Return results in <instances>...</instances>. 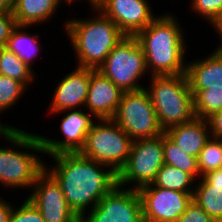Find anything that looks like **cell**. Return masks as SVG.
Instances as JSON below:
<instances>
[{"instance_id":"1","label":"cell","mask_w":222,"mask_h":222,"mask_svg":"<svg viewBox=\"0 0 222 222\" xmlns=\"http://www.w3.org/2000/svg\"><path fill=\"white\" fill-rule=\"evenodd\" d=\"M52 156L56 165L47 171L60 184L67 204L82 219L87 207L94 208L116 184L117 174L107 165L95 162L79 152H63ZM101 166L109 170H102ZM91 204V206H90Z\"/></svg>"},{"instance_id":"2","label":"cell","mask_w":222,"mask_h":222,"mask_svg":"<svg viewBox=\"0 0 222 222\" xmlns=\"http://www.w3.org/2000/svg\"><path fill=\"white\" fill-rule=\"evenodd\" d=\"M181 26L172 15L156 17L135 37L141 45L152 76L186 74Z\"/></svg>"},{"instance_id":"3","label":"cell","mask_w":222,"mask_h":222,"mask_svg":"<svg viewBox=\"0 0 222 222\" xmlns=\"http://www.w3.org/2000/svg\"><path fill=\"white\" fill-rule=\"evenodd\" d=\"M98 17L89 20L71 19L65 29L77 55L78 67L98 70L110 51L125 36L118 26L100 10Z\"/></svg>"},{"instance_id":"4","label":"cell","mask_w":222,"mask_h":222,"mask_svg":"<svg viewBox=\"0 0 222 222\" xmlns=\"http://www.w3.org/2000/svg\"><path fill=\"white\" fill-rule=\"evenodd\" d=\"M5 139L26 152L14 148L11 150L8 147L0 148V183L11 188H32L45 165L36 154L27 151L31 149L44 153L40 137L16 127Z\"/></svg>"},{"instance_id":"5","label":"cell","mask_w":222,"mask_h":222,"mask_svg":"<svg viewBox=\"0 0 222 222\" xmlns=\"http://www.w3.org/2000/svg\"><path fill=\"white\" fill-rule=\"evenodd\" d=\"M147 93L164 132L195 117L193 95L186 74L151 76Z\"/></svg>"},{"instance_id":"6","label":"cell","mask_w":222,"mask_h":222,"mask_svg":"<svg viewBox=\"0 0 222 222\" xmlns=\"http://www.w3.org/2000/svg\"><path fill=\"white\" fill-rule=\"evenodd\" d=\"M98 123L92 125L79 153L118 174L128 161L133 140L112 119Z\"/></svg>"},{"instance_id":"7","label":"cell","mask_w":222,"mask_h":222,"mask_svg":"<svg viewBox=\"0 0 222 222\" xmlns=\"http://www.w3.org/2000/svg\"><path fill=\"white\" fill-rule=\"evenodd\" d=\"M147 70L143 49L135 36H124L98 68L123 92L144 89L138 80Z\"/></svg>"},{"instance_id":"8","label":"cell","mask_w":222,"mask_h":222,"mask_svg":"<svg viewBox=\"0 0 222 222\" xmlns=\"http://www.w3.org/2000/svg\"><path fill=\"white\" fill-rule=\"evenodd\" d=\"M112 120L133 141L164 133L146 88L124 92Z\"/></svg>"},{"instance_id":"9","label":"cell","mask_w":222,"mask_h":222,"mask_svg":"<svg viewBox=\"0 0 222 222\" xmlns=\"http://www.w3.org/2000/svg\"><path fill=\"white\" fill-rule=\"evenodd\" d=\"M164 165L163 134L134 140L125 166L117 174V184H137L134 189L152 184L158 170Z\"/></svg>"},{"instance_id":"10","label":"cell","mask_w":222,"mask_h":222,"mask_svg":"<svg viewBox=\"0 0 222 222\" xmlns=\"http://www.w3.org/2000/svg\"><path fill=\"white\" fill-rule=\"evenodd\" d=\"M121 188L116 184L81 222H143L138 190Z\"/></svg>"},{"instance_id":"11","label":"cell","mask_w":222,"mask_h":222,"mask_svg":"<svg viewBox=\"0 0 222 222\" xmlns=\"http://www.w3.org/2000/svg\"><path fill=\"white\" fill-rule=\"evenodd\" d=\"M34 192L28 200L40 211L45 222H81L67 204L57 180L44 169L33 184Z\"/></svg>"},{"instance_id":"12","label":"cell","mask_w":222,"mask_h":222,"mask_svg":"<svg viewBox=\"0 0 222 222\" xmlns=\"http://www.w3.org/2000/svg\"><path fill=\"white\" fill-rule=\"evenodd\" d=\"M143 219L176 222L193 200V193L149 184L138 189Z\"/></svg>"},{"instance_id":"13","label":"cell","mask_w":222,"mask_h":222,"mask_svg":"<svg viewBox=\"0 0 222 222\" xmlns=\"http://www.w3.org/2000/svg\"><path fill=\"white\" fill-rule=\"evenodd\" d=\"M93 5L125 36H136L156 18L146 0H95Z\"/></svg>"},{"instance_id":"14","label":"cell","mask_w":222,"mask_h":222,"mask_svg":"<svg viewBox=\"0 0 222 222\" xmlns=\"http://www.w3.org/2000/svg\"><path fill=\"white\" fill-rule=\"evenodd\" d=\"M94 120L91 115L83 111L74 110L62 118L60 130L64 135V140H52L40 136L43 152L54 155L63 152H79L84 145L85 138Z\"/></svg>"},{"instance_id":"15","label":"cell","mask_w":222,"mask_h":222,"mask_svg":"<svg viewBox=\"0 0 222 222\" xmlns=\"http://www.w3.org/2000/svg\"><path fill=\"white\" fill-rule=\"evenodd\" d=\"M123 93L100 71L91 69L88 94L84 107L87 106L88 112L98 120L112 119Z\"/></svg>"},{"instance_id":"16","label":"cell","mask_w":222,"mask_h":222,"mask_svg":"<svg viewBox=\"0 0 222 222\" xmlns=\"http://www.w3.org/2000/svg\"><path fill=\"white\" fill-rule=\"evenodd\" d=\"M91 68L77 67L73 72L67 74L55 89L52 103L50 104L51 113H63L77 109V106L85 105Z\"/></svg>"},{"instance_id":"17","label":"cell","mask_w":222,"mask_h":222,"mask_svg":"<svg viewBox=\"0 0 222 222\" xmlns=\"http://www.w3.org/2000/svg\"><path fill=\"white\" fill-rule=\"evenodd\" d=\"M186 77L193 96L202 89L222 93V53L214 51L204 60L186 64Z\"/></svg>"},{"instance_id":"18","label":"cell","mask_w":222,"mask_h":222,"mask_svg":"<svg viewBox=\"0 0 222 222\" xmlns=\"http://www.w3.org/2000/svg\"><path fill=\"white\" fill-rule=\"evenodd\" d=\"M208 127V128H207ZM183 152L198 157L210 138L208 120L194 117L192 120L172 126L164 132Z\"/></svg>"},{"instance_id":"19","label":"cell","mask_w":222,"mask_h":222,"mask_svg":"<svg viewBox=\"0 0 222 222\" xmlns=\"http://www.w3.org/2000/svg\"><path fill=\"white\" fill-rule=\"evenodd\" d=\"M62 0H14L12 13L17 25L32 26L54 15Z\"/></svg>"},{"instance_id":"20","label":"cell","mask_w":222,"mask_h":222,"mask_svg":"<svg viewBox=\"0 0 222 222\" xmlns=\"http://www.w3.org/2000/svg\"><path fill=\"white\" fill-rule=\"evenodd\" d=\"M27 27L29 26L17 25L7 40L5 47L15 53L20 60L32 68L31 61L37 55L40 45H38L39 43L36 39V35H28L29 33L22 32L21 29Z\"/></svg>"},{"instance_id":"21","label":"cell","mask_w":222,"mask_h":222,"mask_svg":"<svg viewBox=\"0 0 222 222\" xmlns=\"http://www.w3.org/2000/svg\"><path fill=\"white\" fill-rule=\"evenodd\" d=\"M201 178L202 182L194 187L193 201L217 222L222 219V189L214 188Z\"/></svg>"},{"instance_id":"22","label":"cell","mask_w":222,"mask_h":222,"mask_svg":"<svg viewBox=\"0 0 222 222\" xmlns=\"http://www.w3.org/2000/svg\"><path fill=\"white\" fill-rule=\"evenodd\" d=\"M193 181L195 179L189 173L164 163L152 184L163 189L194 193Z\"/></svg>"},{"instance_id":"23","label":"cell","mask_w":222,"mask_h":222,"mask_svg":"<svg viewBox=\"0 0 222 222\" xmlns=\"http://www.w3.org/2000/svg\"><path fill=\"white\" fill-rule=\"evenodd\" d=\"M6 47H0V75L15 79L25 86L35 78L33 71Z\"/></svg>"},{"instance_id":"24","label":"cell","mask_w":222,"mask_h":222,"mask_svg":"<svg viewBox=\"0 0 222 222\" xmlns=\"http://www.w3.org/2000/svg\"><path fill=\"white\" fill-rule=\"evenodd\" d=\"M164 163L189 173L194 179L199 176L197 158L183 152L165 133H163Z\"/></svg>"},{"instance_id":"25","label":"cell","mask_w":222,"mask_h":222,"mask_svg":"<svg viewBox=\"0 0 222 222\" xmlns=\"http://www.w3.org/2000/svg\"><path fill=\"white\" fill-rule=\"evenodd\" d=\"M197 166L200 176L222 168V141L219 138L210 136L205 142L197 157Z\"/></svg>"},{"instance_id":"26","label":"cell","mask_w":222,"mask_h":222,"mask_svg":"<svg viewBox=\"0 0 222 222\" xmlns=\"http://www.w3.org/2000/svg\"><path fill=\"white\" fill-rule=\"evenodd\" d=\"M195 117L208 119L214 113L222 110V93L199 90L193 96Z\"/></svg>"},{"instance_id":"27","label":"cell","mask_w":222,"mask_h":222,"mask_svg":"<svg viewBox=\"0 0 222 222\" xmlns=\"http://www.w3.org/2000/svg\"><path fill=\"white\" fill-rule=\"evenodd\" d=\"M28 86L23 83L9 78L7 76L0 75V112L10 108L18 101L19 97L26 90Z\"/></svg>"},{"instance_id":"28","label":"cell","mask_w":222,"mask_h":222,"mask_svg":"<svg viewBox=\"0 0 222 222\" xmlns=\"http://www.w3.org/2000/svg\"><path fill=\"white\" fill-rule=\"evenodd\" d=\"M9 222H45L40 211L28 199L19 209L13 207Z\"/></svg>"},{"instance_id":"29","label":"cell","mask_w":222,"mask_h":222,"mask_svg":"<svg viewBox=\"0 0 222 222\" xmlns=\"http://www.w3.org/2000/svg\"><path fill=\"white\" fill-rule=\"evenodd\" d=\"M192 9L210 22L222 13V0H192Z\"/></svg>"},{"instance_id":"30","label":"cell","mask_w":222,"mask_h":222,"mask_svg":"<svg viewBox=\"0 0 222 222\" xmlns=\"http://www.w3.org/2000/svg\"><path fill=\"white\" fill-rule=\"evenodd\" d=\"M176 222H216L196 202L192 200Z\"/></svg>"},{"instance_id":"31","label":"cell","mask_w":222,"mask_h":222,"mask_svg":"<svg viewBox=\"0 0 222 222\" xmlns=\"http://www.w3.org/2000/svg\"><path fill=\"white\" fill-rule=\"evenodd\" d=\"M16 26L17 22L12 12H0V47H5Z\"/></svg>"},{"instance_id":"32","label":"cell","mask_w":222,"mask_h":222,"mask_svg":"<svg viewBox=\"0 0 222 222\" xmlns=\"http://www.w3.org/2000/svg\"><path fill=\"white\" fill-rule=\"evenodd\" d=\"M211 137L219 138L222 136V110L214 113L208 119Z\"/></svg>"},{"instance_id":"33","label":"cell","mask_w":222,"mask_h":222,"mask_svg":"<svg viewBox=\"0 0 222 222\" xmlns=\"http://www.w3.org/2000/svg\"><path fill=\"white\" fill-rule=\"evenodd\" d=\"M202 177L214 188L222 189V168L210 171Z\"/></svg>"},{"instance_id":"34","label":"cell","mask_w":222,"mask_h":222,"mask_svg":"<svg viewBox=\"0 0 222 222\" xmlns=\"http://www.w3.org/2000/svg\"><path fill=\"white\" fill-rule=\"evenodd\" d=\"M13 207L0 197V222H9Z\"/></svg>"},{"instance_id":"35","label":"cell","mask_w":222,"mask_h":222,"mask_svg":"<svg viewBox=\"0 0 222 222\" xmlns=\"http://www.w3.org/2000/svg\"><path fill=\"white\" fill-rule=\"evenodd\" d=\"M213 27H215L216 32L220 35V41L222 42V13H220L218 16H216L211 22ZM222 44V43H221ZM217 48V52L222 53V45Z\"/></svg>"},{"instance_id":"36","label":"cell","mask_w":222,"mask_h":222,"mask_svg":"<svg viewBox=\"0 0 222 222\" xmlns=\"http://www.w3.org/2000/svg\"><path fill=\"white\" fill-rule=\"evenodd\" d=\"M14 0H0V12H12Z\"/></svg>"},{"instance_id":"37","label":"cell","mask_w":222,"mask_h":222,"mask_svg":"<svg viewBox=\"0 0 222 222\" xmlns=\"http://www.w3.org/2000/svg\"><path fill=\"white\" fill-rule=\"evenodd\" d=\"M16 127H12L11 125H2L0 123V136L2 135L4 138H6Z\"/></svg>"},{"instance_id":"38","label":"cell","mask_w":222,"mask_h":222,"mask_svg":"<svg viewBox=\"0 0 222 222\" xmlns=\"http://www.w3.org/2000/svg\"><path fill=\"white\" fill-rule=\"evenodd\" d=\"M64 1H65V0H64ZM72 1H74V0H66V2L69 3V4H70ZM88 2H89V4L92 6V5L94 4L95 0H89Z\"/></svg>"},{"instance_id":"39","label":"cell","mask_w":222,"mask_h":222,"mask_svg":"<svg viewBox=\"0 0 222 222\" xmlns=\"http://www.w3.org/2000/svg\"><path fill=\"white\" fill-rule=\"evenodd\" d=\"M143 222H168V221H158V220L143 219Z\"/></svg>"}]
</instances>
